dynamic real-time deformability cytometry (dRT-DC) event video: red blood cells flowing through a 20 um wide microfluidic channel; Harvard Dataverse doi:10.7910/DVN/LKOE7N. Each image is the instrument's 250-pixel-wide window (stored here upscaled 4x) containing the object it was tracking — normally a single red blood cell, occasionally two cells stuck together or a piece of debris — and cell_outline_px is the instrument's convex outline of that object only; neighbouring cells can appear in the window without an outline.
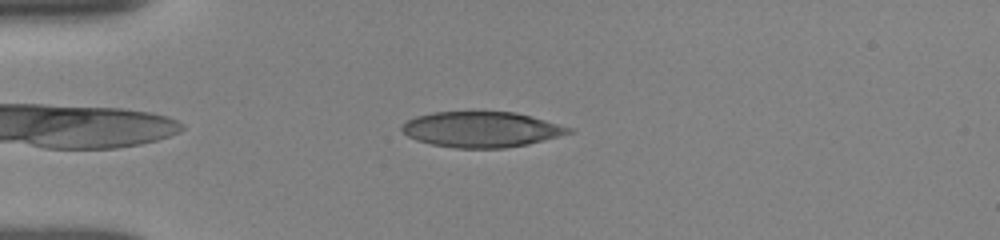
{"species": "human", "species_latin": "Homo sapiens", "temperature_condition": "room temperature", "stored_images_in_passage": 34, "camera_frame_rate_fps": 3000, "um_per_image_px": 0.085, "donor": {"sex": "female"}, "frame": {"image": 1, "passage_image": 3, "time_ms": 0.667, "image_size_px": [1000, 240], "cell_outline_px": [[576, 132], [528, 144], [504, 148], [456, 148], [432, 144], [416, 140], [408, 136], [400, 128], [400, 124], [416, 116], [432, 112], [516, 112], [532, 116], [572, 128]], "centroid_in_image_um": [40.93, 11.0], "position_along_channel_um": 44.1, "area_um2": 34.62}}
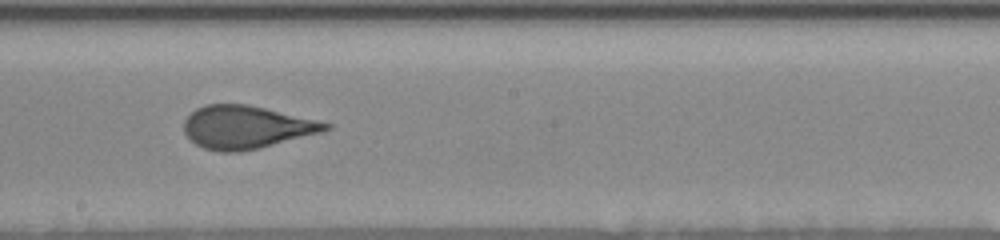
{"frame": {"image": 2, "passage_image": 15, "time_ms": 6.0, "image_size_px": [1000, 240], "cell_outline_px": [[332, 128], [324, 132], [260, 148], [240, 152], [220, 152], [204, 148], [196, 144], [184, 132], [184, 120], [196, 108], [204, 104], [248, 104], [316, 120], [332, 124]], "centroid_in_image_um": [20.94, 10.81], "position_along_channel_um": 227.3, "area_um2": 35.43}}
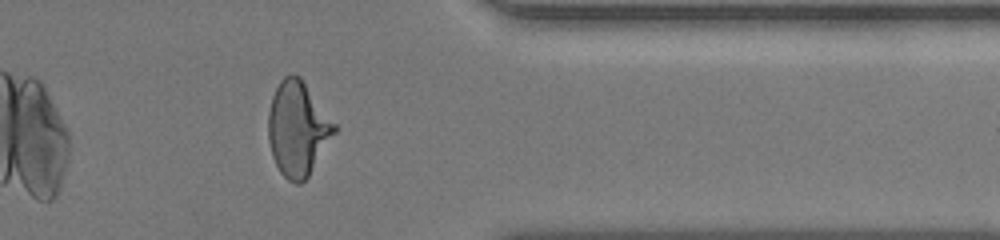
{"frame": {"image": 3, "passage_image": 28, "time_ms": 10.333, "image_size_px": [1000, 240], "cell_outline_px": [[340, 128], [308, 176], [300, 184], [296, 184], [288, 180], [280, 172], [272, 156], [268, 140], [268, 112], [272, 96], [280, 80], [284, 76], [292, 72], [300, 76]], "centroid_in_image_um": [25.33, 10.92], "position_along_channel_um": 386.1, "area_um2": 36.93}, "authors_computed_cell_mechanics": {"area_um2": 35.3447, "velocity_mm_per_s": 3.8785, "shape_relaxation_time_tau1_ms": 3.6345, "shape_relaxation_time_tau2_ms": 0.6824, "deformation_change_tau1": 0.1633, "deformation_change_tau2": 0.0734}}